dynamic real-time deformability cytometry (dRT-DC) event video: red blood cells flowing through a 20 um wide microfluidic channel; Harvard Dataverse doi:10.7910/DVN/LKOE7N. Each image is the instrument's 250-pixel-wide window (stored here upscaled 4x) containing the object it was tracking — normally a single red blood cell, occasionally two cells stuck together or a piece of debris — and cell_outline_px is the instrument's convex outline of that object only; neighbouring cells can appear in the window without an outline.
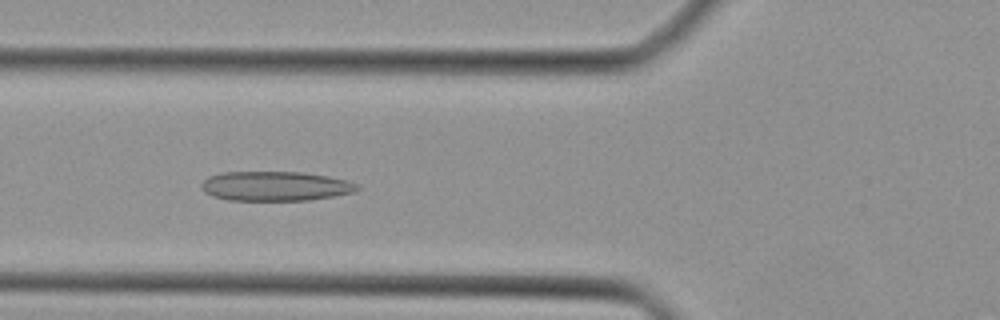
{"species": "Egyptian fruit bat (a non-hibernating species)", "species_latin": "Rousettus aegyptiacus", "temperature_condition": "cold", "stored_images_in_passage": 34, "camera_frame_rate_fps": 3000, "um_per_image_px": 0.085, "animal": {"sex": "female"}, "frame": {"image": 1, "passage_image": 6, "time_ms": 1.667, "image_size_px": [1000, 320], "cell_outline_px": [[360, 188], [356, 192], [308, 200], [228, 200], [212, 196], [204, 192], [200, 188], [200, 184], [208, 176], [220, 172], [304, 172], [328, 176], [348, 180], [356, 184]], "centroid_in_image_um": [23.38, 15.81], "position_along_channel_um": 102.4, "area_um2": 26.99}}
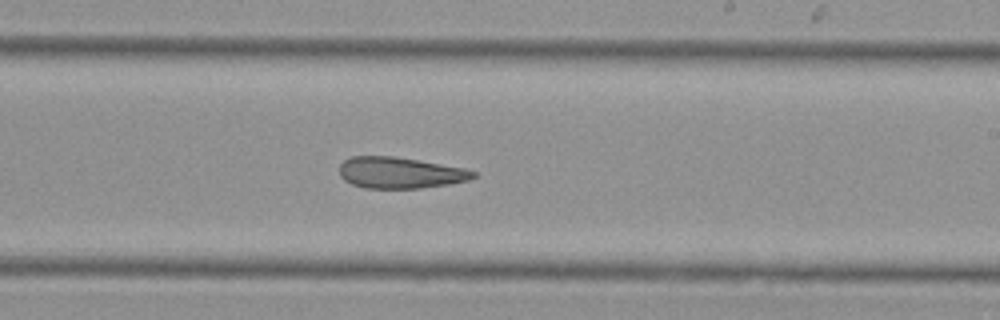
{"frame": {"image": 2, "passage_image": 16, "time_ms": 5.0, "image_size_px": [1000, 320], "cell_outline_px": [[476, 176], [468, 180], [448, 184], [420, 188], [364, 188], [352, 184], [344, 180], [340, 176], [340, 164], [344, 160], [352, 156], [396, 156], [420, 160], [464, 168], [476, 172]], "centroid_in_image_um": [33.99, 14.68], "position_along_channel_um": 255.0, "area_um2": 24.39}}
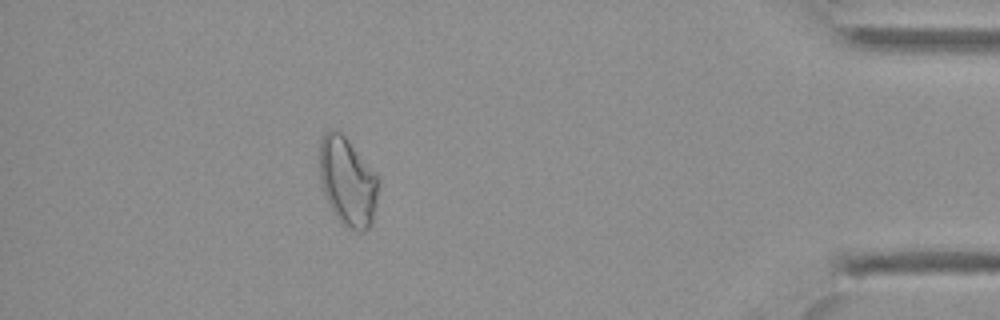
{"frame": {"image": 3, "passage_image": 29, "time_ms": 9.333, "image_size_px": [1000, 320], "cell_outline_px": [[380, 184], [372, 224], [364, 232], [356, 232], [344, 228], [340, 224], [324, 192], [320, 180], [320, 140], [324, 132], [332, 128], [340, 132], [348, 140], [380, 180]], "centroid_in_image_um": [29.56, 15.48], "position_along_channel_um": 405.6, "area_um2": 30.46}}